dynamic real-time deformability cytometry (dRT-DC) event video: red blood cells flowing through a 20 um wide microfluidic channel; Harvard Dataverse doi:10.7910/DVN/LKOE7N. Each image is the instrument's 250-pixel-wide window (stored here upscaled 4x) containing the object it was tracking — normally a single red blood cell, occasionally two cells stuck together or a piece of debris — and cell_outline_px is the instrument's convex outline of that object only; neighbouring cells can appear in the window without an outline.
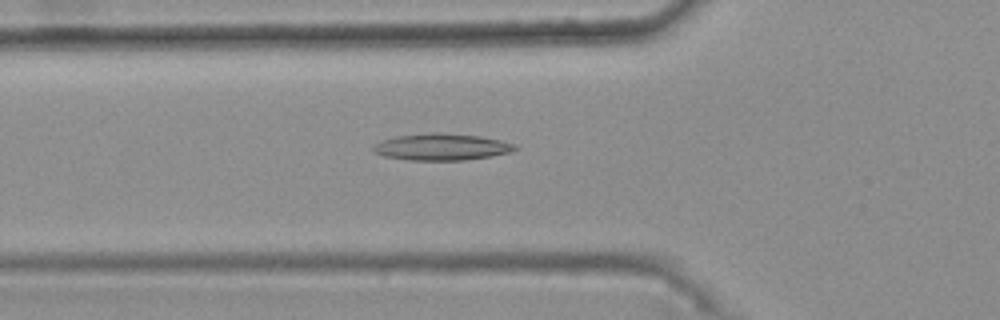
{"species": "common noctule bat (a hibernating species)", "species_latin": "Nyctalus noctula", "temperature_condition": "warm", "stored_images_in_passage": 49, "camera_frame_rate_fps": 3000, "um_per_image_px": 0.085, "animal": {"sex": "female", "body_mass_g": 25.1}, "frame": {"image": 1, "passage_image": 19, "time_ms": 6.0, "image_size_px": [1000, 320], "cell_outline_px": [[520, 148], [512, 152], [492, 156], [464, 160], [408, 160], [384, 156], [376, 152], [372, 148], [372, 144], [380, 140], [396, 136], [432, 132], [436, 132], [480, 136], [500, 140], [512, 144]], "centroid_in_image_um": [37.52, 12.49], "position_along_channel_um": 88.3, "area_um2": 22.14}}
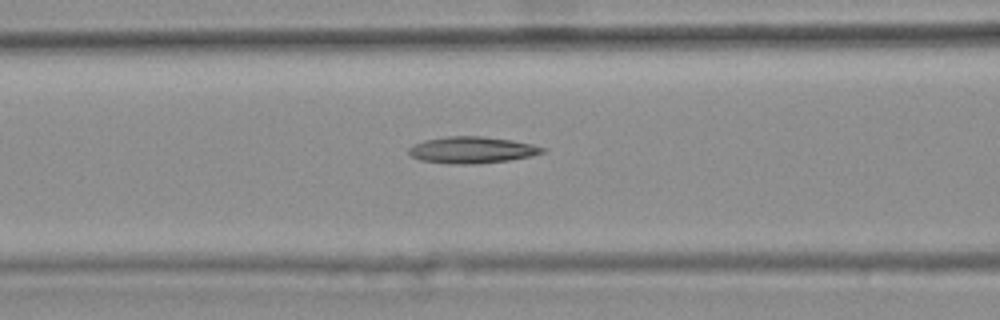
{"frame": {"image": 2, "passage_image": 22, "time_ms": 7.0, "image_size_px": [1000, 320], "cell_outline_px": [[544, 152], [532, 156], [508, 160], [480, 164], [452, 164], [420, 160], [412, 156], [408, 152], [408, 148], [424, 140], [448, 136], [480, 136], [512, 140], [532, 144], [544, 148]], "centroid_in_image_um": [40.11, 12.75], "position_along_channel_um": 126.5, "area_um2": 20.63}}
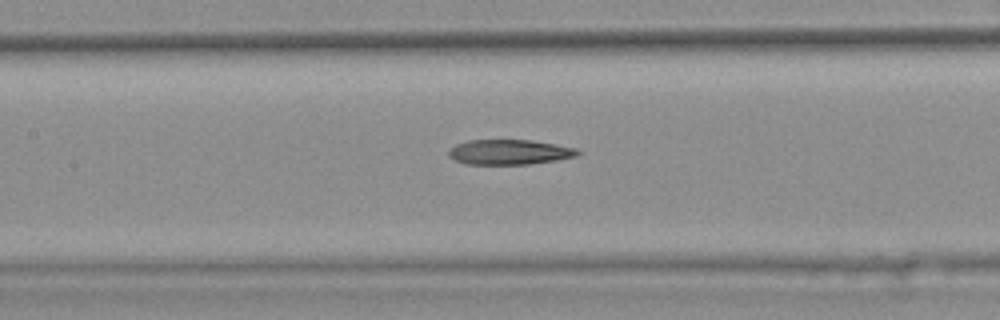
{"frame": {"image": 3, "passage_image": 25, "time_ms": 8.0, "image_size_px": [1000, 320], "cell_outline_px": [[580, 152], [576, 156], [556, 160], [528, 164], [464, 164], [448, 156], [448, 152], [456, 144], [468, 140], [532, 140], [556, 144], [576, 148]], "centroid_in_image_um": [43.29, 12.92], "position_along_channel_um": 164.1, "area_um2": 18.73}, "authors_computed_cell_mechanics": {"area_um2": 20.1722, "velocity_mm_per_s": 3.7738, "shape_relaxation_time_tau1_ms": null, "shape_relaxation_time_tau2_ms": 9.225, "deformation_change_tau1": null, "deformation_change_tau2": 0.2628}}